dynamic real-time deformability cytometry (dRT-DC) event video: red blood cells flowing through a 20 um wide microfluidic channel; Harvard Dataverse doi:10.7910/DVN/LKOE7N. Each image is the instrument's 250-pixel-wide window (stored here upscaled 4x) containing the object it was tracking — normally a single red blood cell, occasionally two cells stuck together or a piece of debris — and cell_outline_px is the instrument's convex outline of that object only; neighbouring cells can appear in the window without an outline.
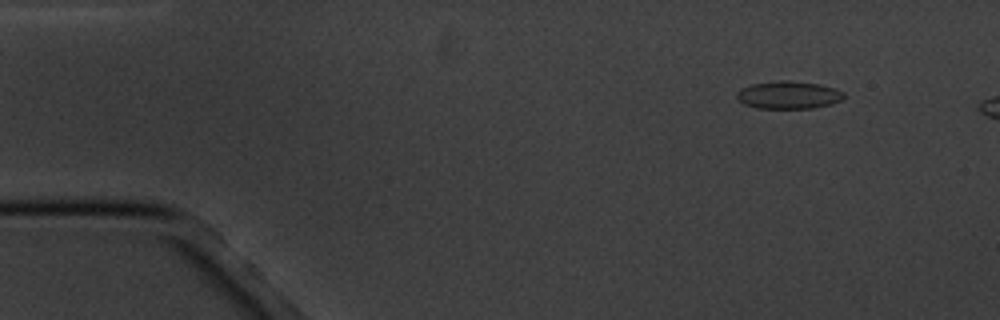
{"species": "common noctule bat (a hibernating species)", "species_latin": "Nyctalus noctula", "temperature_condition": "cold", "stored_images_in_passage": 3, "camera_frame_rate_fps": 3000, "um_per_image_px": 0.085, "animal": {"sex": "male", "body_mass_g": 20.1, "forearm_length_mm": 53.5}, "frame": {"image": 1, "passage_image": 1, "time_ms": 0.0, "image_size_px": [1000, 320], "cell_outline_px": [[844, 96], [840, 100], [832, 104], [812, 108], [756, 108], [744, 104], [736, 96], [736, 92], [740, 88], [752, 84], [772, 80], [788, 80], [820, 84], [836, 88], [844, 92]], "centroid_in_image_um": [67.01, 8.06], "position_along_channel_um": 18.0, "area_um2": 17.46}}